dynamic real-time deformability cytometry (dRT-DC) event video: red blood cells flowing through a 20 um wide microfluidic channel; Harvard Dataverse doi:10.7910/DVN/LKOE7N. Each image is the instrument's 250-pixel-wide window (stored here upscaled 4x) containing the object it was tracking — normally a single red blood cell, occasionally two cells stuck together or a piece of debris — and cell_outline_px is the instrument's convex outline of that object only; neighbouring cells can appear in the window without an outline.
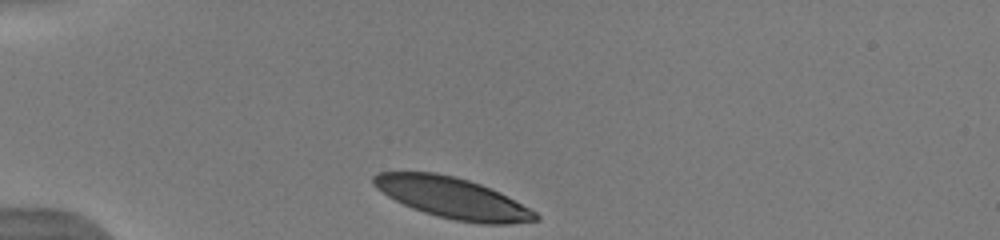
{"species": "human", "species_latin": "Homo sapiens", "temperature_condition": "warm", "stored_images_in_passage": 34, "camera_frame_rate_fps": 3000, "um_per_image_px": 0.085, "donor": {"sex": "male"}, "frame": {"image": 1, "passage_image": 1, "time_ms": 0.0, "image_size_px": [1000, 240], "cell_outline_px": [[540, 220], [508, 224], [484, 224], [452, 220], [436, 216], [412, 208], [388, 196], [376, 188], [372, 184], [372, 176], [380, 172], [436, 172], [468, 180], [480, 184], [500, 192], [536, 212], [540, 216]], "centroid_in_image_um": [38.47, 16.83], "position_along_channel_um": 46.5, "area_um2": 38.49}}
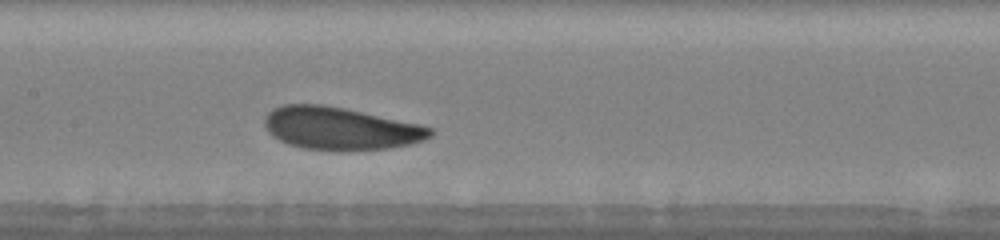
{"frame": {"image": 2, "passage_image": 14, "time_ms": 4.333, "image_size_px": [1000, 240], "cell_outline_px": [[436, 132], [432, 136], [424, 140], [412, 144], [388, 148], [340, 152], [300, 148], [288, 144], [272, 136], [268, 132], [264, 124], [264, 120], [268, 112], [272, 108], [284, 104], [320, 104], [344, 108], [420, 124], [432, 128]], "centroid_in_image_um": [28.94, 10.94], "position_along_channel_um": 178.5, "area_um2": 41.73}}
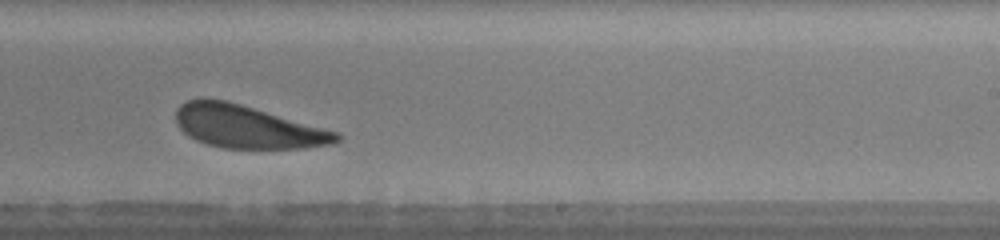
{"frame": {"image": 3, "passage_image": 21, "time_ms": 6.667, "image_size_px": [1000, 240], "cell_outline_px": [[340, 140], [336, 144], [304, 148], [224, 148], [208, 144], [196, 140], [188, 136], [176, 124], [176, 108], [180, 104], [188, 100], [200, 96], [228, 100], [340, 132]], "centroid_in_image_um": [21.02, 10.75], "position_along_channel_um": 268.0, "area_um2": 40.69}, "authors_computed_cell_mechanics": {"area_um2": 41.038, "velocity_mm_per_s": 3.8537, "shape_relaxation_time_tau1_ms": 1.8717, "shape_relaxation_time_tau2_ms": 10.2285, "deformation_change_tau1": 0.1076, "deformation_change_tau2": 0.235}}